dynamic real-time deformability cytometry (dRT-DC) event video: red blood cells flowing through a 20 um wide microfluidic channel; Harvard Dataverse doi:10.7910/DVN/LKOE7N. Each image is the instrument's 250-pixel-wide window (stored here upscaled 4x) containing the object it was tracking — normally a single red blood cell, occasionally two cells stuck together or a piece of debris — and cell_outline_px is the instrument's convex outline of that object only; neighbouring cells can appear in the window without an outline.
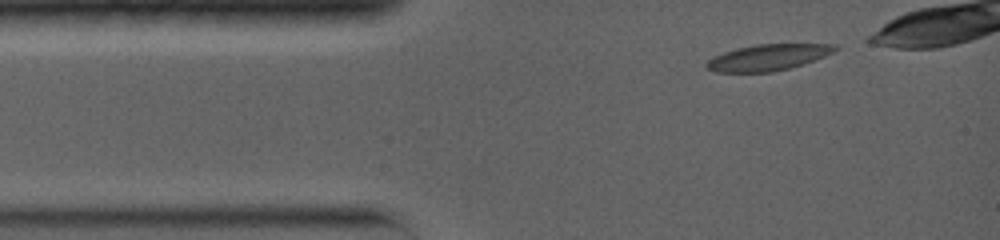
{"species": "common noctule bat (a hibernating species)", "species_latin": "Nyctalus noctula", "temperature_condition": "warm", "stored_images_in_passage": 74, "camera_frame_rate_fps": 5000, "um_per_image_px": 0.085, "animal": {"sex": "female", "body_mass_g": 19.0, "forearm_length_mm": 56.7}, "frame": {"image": 1, "passage_image": 1, "time_ms": 0.0, "image_size_px": [1000, 240], "cell_outline_px": [[840, 48], [824, 56], [804, 64], [772, 72], [716, 72], [708, 68], [704, 64], [708, 60], [724, 52], [736, 48], [756, 44], [836, 44]], "centroid_in_image_um": [65.29, 4.87], "position_along_channel_um": 19.7, "area_um2": 19.48}}
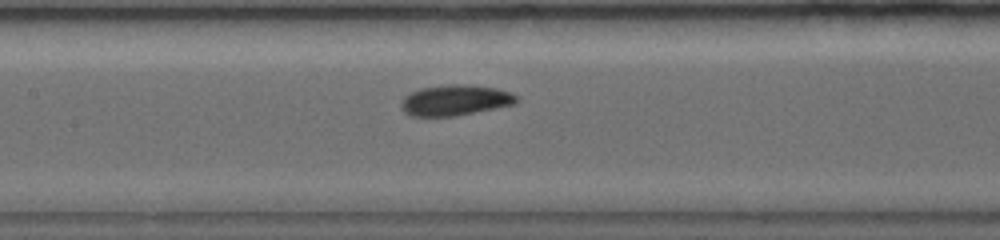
{"frame": {"image": 2, "passage_image": 29, "time_ms": 4.6, "image_size_px": [1000, 240], "cell_outline_px": [[520, 100], [516, 104], [456, 116], [412, 116], [404, 112], [400, 108], [400, 100], [404, 96], [420, 88], [448, 84], [468, 84], [496, 88], [520, 96]], "centroid_in_image_um": [38.7, 8.52], "position_along_channel_um": 168.7, "area_um2": 20.92}}
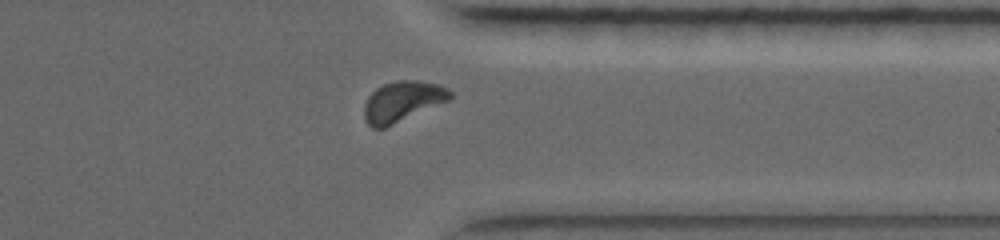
{"frame": {"image": 3, "passage_image": 62, "time_ms": 9.8, "image_size_px": [1000, 240], "cell_outline_px": [[452, 96], [448, 100], [384, 128], [372, 128], [368, 124], [364, 116], [364, 104], [368, 96], [376, 88], [384, 84], [396, 80], [416, 80], [436, 84], [448, 88], [452, 92]], "centroid_in_image_um": [34.18, 8.61], "position_along_channel_um": 377.2, "area_um2": 20.0}, "authors_computed_cell_mechanics": {"area_um2": 19.9988, "velocity_mm_per_s": 4.0251, "shape_relaxation_time_tau1_ms": 3.3498, "shape_relaxation_time_tau2_ms": 2.2987, "deformation_change_tau1": 0.1078, "deformation_change_tau2": 0.0615}}